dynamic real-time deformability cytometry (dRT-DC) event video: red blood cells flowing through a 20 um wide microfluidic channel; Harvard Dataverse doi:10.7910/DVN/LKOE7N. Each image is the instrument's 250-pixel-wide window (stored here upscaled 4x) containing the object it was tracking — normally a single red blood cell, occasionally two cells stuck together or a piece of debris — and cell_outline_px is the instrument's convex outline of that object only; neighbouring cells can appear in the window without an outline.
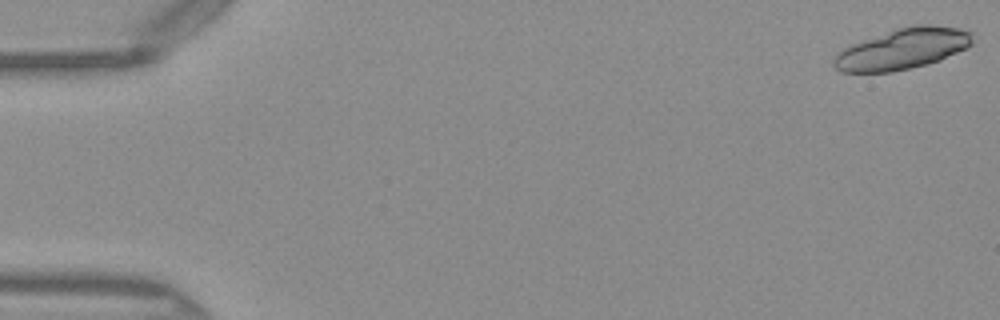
{"species": "Egyptian fruit bat (a non-hibernating species)", "species_latin": "Rousettus aegyptiacus", "temperature_condition": "warm", "stored_images_in_passage": 21, "camera_frame_rate_fps": 3000, "um_per_image_px": 0.085, "frame": {"image": 1, "passage_image": 1, "time_ms": 0.0, "image_size_px": [1000, 320], "cell_outline_px": [[972, 44], [940, 60], [928, 64], [892, 72], [840, 72], [832, 64], [832, 60], [844, 48], [852, 44], [896, 28], [916, 24], [932, 24], [960, 28], [972, 32]], "centroid_in_image_um": [76.73, 4.15], "position_along_channel_um": 8.3, "area_um2": 32.89}}
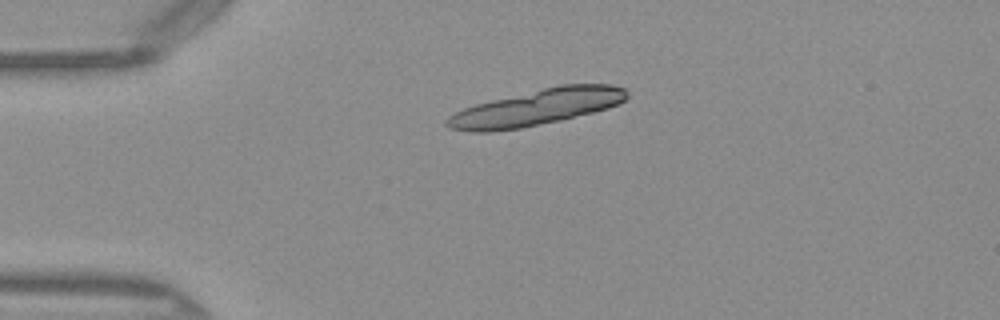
{"frame": {"image": 2, "passage_image": 12, "time_ms": 3.667, "image_size_px": [1000, 320], "cell_outline_px": [[628, 96], [620, 104], [608, 108], [560, 120], [520, 128], [492, 132], [472, 132], [452, 128], [444, 124], [448, 116], [464, 108], [476, 104], [492, 100], [560, 84], [612, 84], [624, 88], [628, 92]], "centroid_in_image_um": [45.64, 9.12], "position_along_channel_um": 39.4, "area_um2": 37.57}}